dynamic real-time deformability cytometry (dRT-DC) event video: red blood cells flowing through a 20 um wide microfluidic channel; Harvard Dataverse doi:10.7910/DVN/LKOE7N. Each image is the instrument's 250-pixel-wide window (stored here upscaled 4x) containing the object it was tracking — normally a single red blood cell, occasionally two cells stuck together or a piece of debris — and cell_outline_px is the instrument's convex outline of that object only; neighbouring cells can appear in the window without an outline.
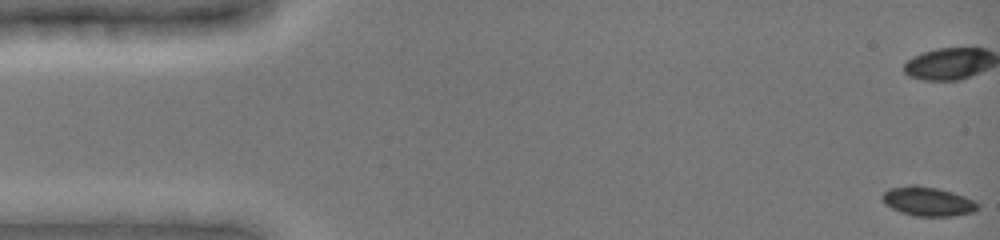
{"species": "common noctule bat (a hibernating species)", "species_latin": "Nyctalus noctula", "temperature_condition": "cold", "stored_images_in_passage": 31, "camera_frame_rate_fps": 3000, "um_per_image_px": 0.085, "animal": {"sex": "female", "body_mass_g": 19.0, "forearm_length_mm": 51.5}, "frame": {"image": 1, "passage_image": 1, "time_ms": 0.0, "image_size_px": [1000, 240], "cell_outline_px": [[980, 208], [976, 212], [952, 216], [916, 216], [900, 212], [884, 204], [880, 196], [888, 188], [912, 184], [916, 184], [936, 188], [952, 192], [964, 196], [980, 204]], "centroid_in_image_um": [78.86, 17.12], "position_along_channel_um": 6.1, "area_um2": 16.47}, "authors_computed_cell_mechanics": {"area_um2": 16.4152, "velocity_mm_per_s": 3.9645, "shape_relaxation_time_tau1_ms": 6.2622, "shape_relaxation_time_tau2_ms": null, "deformation_change_tau1": 0.0912, "deformation_change_tau2": null}}